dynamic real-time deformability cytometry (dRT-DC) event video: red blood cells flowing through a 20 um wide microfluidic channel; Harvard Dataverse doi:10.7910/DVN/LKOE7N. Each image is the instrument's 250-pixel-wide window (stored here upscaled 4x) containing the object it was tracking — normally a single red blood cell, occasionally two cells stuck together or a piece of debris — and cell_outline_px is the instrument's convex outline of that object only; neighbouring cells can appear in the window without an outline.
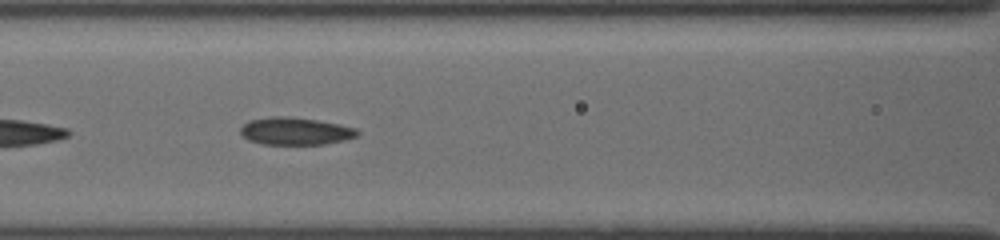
{"species": "common noctule bat (a hibernating species)", "species_latin": "Nyctalus noctula", "temperature_condition": "cold", "stored_images_in_passage": 37, "segment_of_instrument_passage": [2, 2], "camera_frame_rate_fps": 3000, "um_per_image_px": 0.085, "animal": {"sex": "female", "body_mass_g": 19.5, "forearm_length_mm": 54.1}, "frame": {"image": 1, "passage_image": 33, "time_ms": 8.667, "image_size_px": [1000, 240], "cell_outline_px": [[360, 136], [344, 140], [324, 144], [264, 144], [248, 140], [240, 132], [240, 128], [248, 120], [272, 116], [288, 116], [316, 120], [340, 124], [356, 128], [360, 132]], "centroid_in_image_um": [25.13, 11.14], "position_along_channel_um": 141.5, "area_um2": 18.79}}